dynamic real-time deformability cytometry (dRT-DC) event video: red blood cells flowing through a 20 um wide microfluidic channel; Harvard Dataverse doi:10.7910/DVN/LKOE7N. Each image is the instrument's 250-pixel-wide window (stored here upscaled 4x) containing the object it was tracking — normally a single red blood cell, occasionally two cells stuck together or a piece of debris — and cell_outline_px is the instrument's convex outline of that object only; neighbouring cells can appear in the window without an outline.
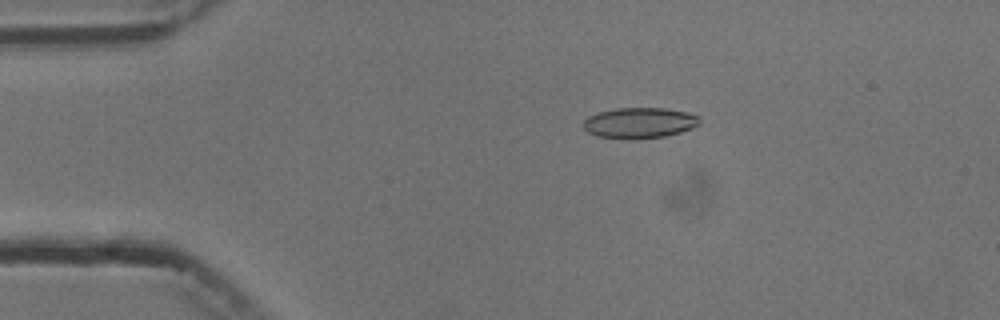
{"species": "common noctule bat (a hibernating species)", "species_latin": "Nyctalus noctula", "temperature_condition": "cold", "stored_images_in_passage": 7, "camera_frame_rate_fps": 3000, "um_per_image_px": 0.085, "animal": {"sex": "male", "body_mass_g": 13.3}, "frame": {"image": 1, "passage_image": 2, "time_ms": 1.0, "image_size_px": [1000, 320], "cell_outline_px": [[700, 124], [692, 128], [680, 132], [664, 136], [596, 136], [588, 132], [584, 128], [584, 120], [588, 116], [600, 112], [616, 108], [664, 108], [688, 112], [700, 116]], "centroid_in_image_um": [54.41, 10.39], "position_along_channel_um": 30.6, "area_um2": 19.94}}
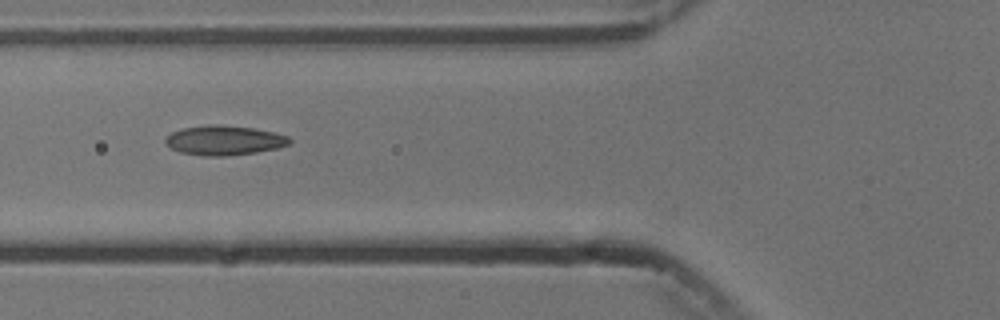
{"frame": {"image": 2, "passage_image": 5, "time_ms": 4.333, "image_size_px": [1000, 320], "cell_outline_px": [[292, 140], [288, 144], [276, 148], [256, 152], [228, 156], [204, 156], [180, 152], [172, 148], [164, 140], [172, 132], [184, 128], [208, 124], [220, 124], [252, 128], [272, 132], [288, 136]], "centroid_in_image_um": [19.05, 11.93], "position_along_channel_um": 106.7, "area_um2": 21.21}}
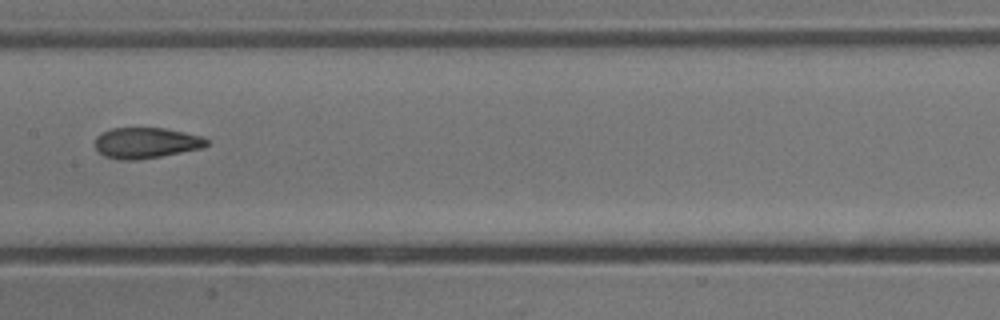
{"frame": {"image": 3, "passage_image": 7, "time_ms": 6.667, "image_size_px": [1000, 320], "cell_outline_px": [[208, 144], [204, 148], [160, 156], [136, 160], [120, 160], [104, 156], [96, 148], [96, 136], [100, 132], [112, 128], [164, 128], [204, 136], [208, 140]], "centroid_in_image_um": [12.43, 12.14], "position_along_channel_um": 195.0, "area_um2": 20.11}}